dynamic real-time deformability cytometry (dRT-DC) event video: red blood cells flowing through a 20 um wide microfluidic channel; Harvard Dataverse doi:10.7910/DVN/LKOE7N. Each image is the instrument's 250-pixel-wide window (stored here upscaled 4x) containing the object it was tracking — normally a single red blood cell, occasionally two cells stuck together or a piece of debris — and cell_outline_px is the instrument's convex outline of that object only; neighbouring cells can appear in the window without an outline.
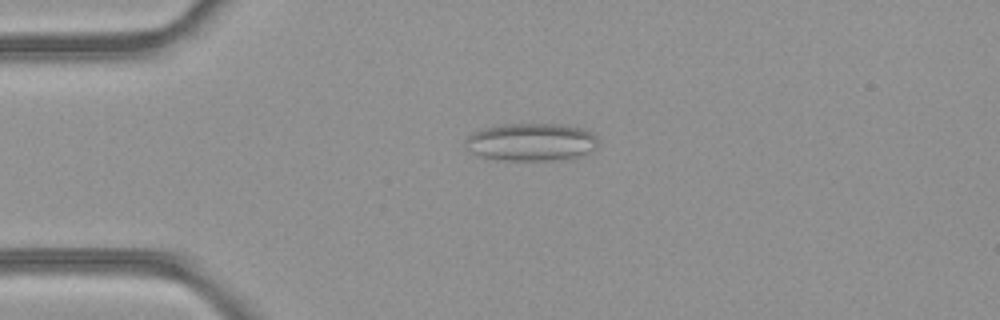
{"species": "common noctule bat (a hibernating species)", "species_latin": "Nyctalus noctula", "temperature_condition": "room temperature", "stored_images_in_passage": 49, "camera_frame_rate_fps": 3000, "um_per_image_px": 0.085, "animal": {"sex": "female", "body_mass_g": 21.9}, "frame": {"image": 1, "passage_image": 12, "time_ms": 3.667, "image_size_px": [1000, 320], "cell_outline_px": [[600, 144], [592, 152], [576, 156], [552, 160], [504, 160], [480, 156], [464, 148], [464, 140], [468, 136], [484, 128], [500, 124], [564, 124], [584, 128], [592, 132], [596, 136]], "centroid_in_image_um": [45.18, 12.06], "position_along_channel_um": 39.8, "area_um2": 29.42}}
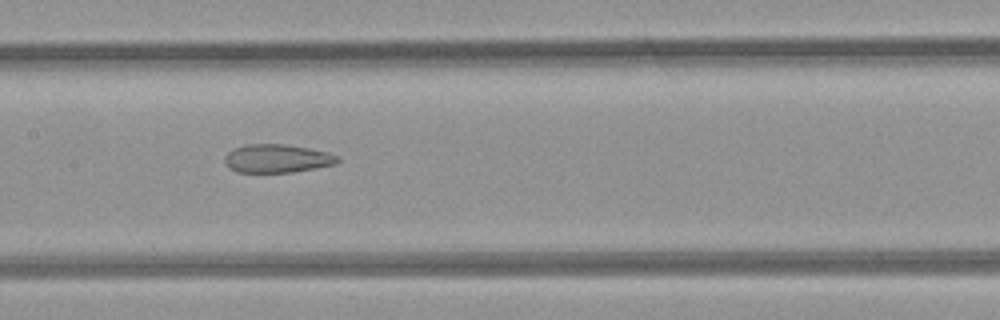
{"frame": {"image": 2, "passage_image": 24, "time_ms": 7.667, "image_size_px": [1000, 320], "cell_outline_px": [[340, 160], [336, 164], [316, 168], [292, 172], [236, 172], [228, 168], [224, 164], [224, 156], [232, 148], [244, 144], [284, 144], [308, 148], [328, 152], [340, 156]], "centroid_in_image_um": [23.52, 13.47], "position_along_channel_um": 183.9, "area_um2": 18.96}}
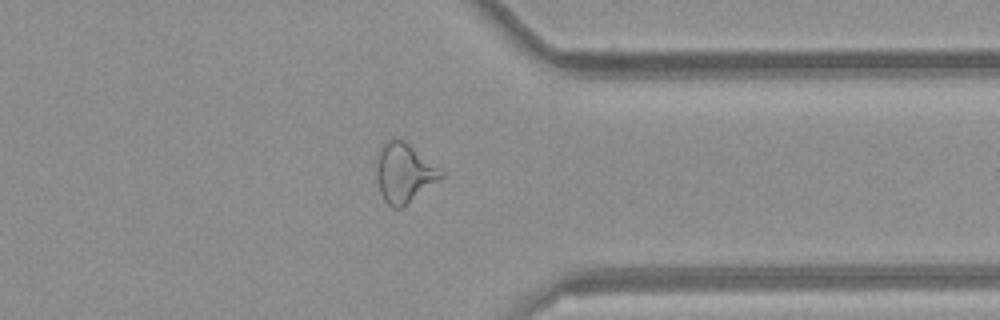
{"frame": {"image": 3, "passage_image": 38, "time_ms": 12.333, "image_size_px": [1000, 320], "cell_outline_px": [[444, 176], [400, 208], [392, 208], [384, 200], [380, 192], [376, 176], [376, 152], [388, 140], [396, 136], [404, 140], [444, 172]], "centroid_in_image_um": [34.3, 14.65], "position_along_channel_um": 377.1, "area_um2": 22.14}, "authors_computed_cell_mechanics": {"area_um2": 24.1604, "velocity_mm_per_s": 4.2815, "shape_relaxation_time_tau1_ms": null, "shape_relaxation_time_tau2_ms": 2.0847, "deformation_change_tau1": null, "deformation_change_tau2": 0.1045}}